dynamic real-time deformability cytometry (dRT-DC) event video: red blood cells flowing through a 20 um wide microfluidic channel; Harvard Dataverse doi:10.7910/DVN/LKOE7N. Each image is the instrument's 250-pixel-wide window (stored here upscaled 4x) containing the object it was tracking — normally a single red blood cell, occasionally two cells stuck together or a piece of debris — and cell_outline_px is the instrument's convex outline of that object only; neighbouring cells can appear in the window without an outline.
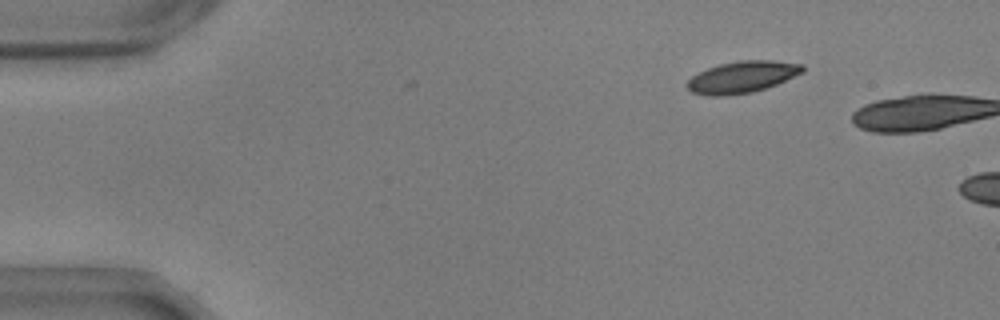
{"species": "common noctule bat (a hibernating species)", "species_latin": "Nyctalus noctula", "temperature_condition": "warm", "stored_images_in_passage": 2, "camera_frame_rate_fps": 3000, "um_per_image_px": 0.085, "animal": {"sex": "male", "body_mass_g": 17.9, "forearm_length_mm": 54.2}, "frame": {"image": 1, "passage_image": 1, "time_ms": 0.0, "image_size_px": [1000, 320], "cell_outline_px": [[804, 72], [776, 84], [752, 92], [724, 96], [708, 96], [692, 92], [684, 84], [692, 76], [708, 68], [720, 64], [740, 60], [772, 60], [804, 64]], "centroid_in_image_um": [63.08, 6.54], "position_along_channel_um": 21.9, "area_um2": 21.27}}